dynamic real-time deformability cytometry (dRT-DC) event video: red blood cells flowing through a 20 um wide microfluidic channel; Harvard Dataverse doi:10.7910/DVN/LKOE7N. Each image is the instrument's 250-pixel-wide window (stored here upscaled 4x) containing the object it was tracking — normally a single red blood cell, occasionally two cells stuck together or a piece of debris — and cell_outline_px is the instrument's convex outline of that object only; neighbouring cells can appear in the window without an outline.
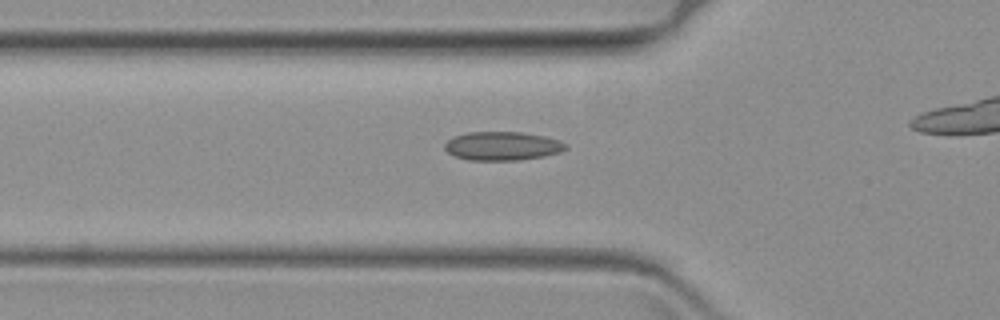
{"species": "common noctule bat (a hibernating species)", "species_latin": "Nyctalus noctula", "temperature_condition": "warm", "stored_images_in_passage": 31, "camera_frame_rate_fps": 3000, "um_per_image_px": 0.085, "animal": {"sex": "female", "body_mass_g": 19.3, "forearm_length_mm": 54.1}, "frame": {"image": 1, "passage_image": 2, "time_ms": 0.333, "image_size_px": [1000, 320], "cell_outline_px": [[568, 148], [560, 152], [544, 156], [520, 160], [468, 160], [456, 156], [448, 152], [444, 148], [444, 144], [452, 136], [468, 132], [520, 132], [544, 136], [560, 140], [568, 144]], "centroid_in_image_um": [42.72, 12.41], "position_along_channel_um": 83.1, "area_um2": 20.35}}
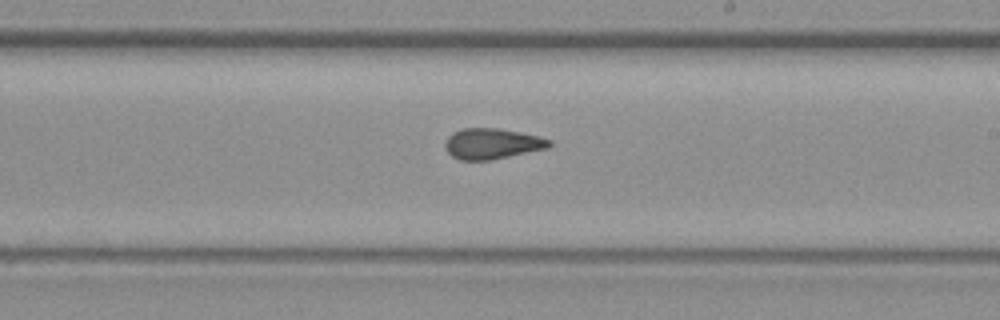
{"frame": {"image": 2, "passage_image": 17, "time_ms": 5.333, "image_size_px": [1000, 320], "cell_outline_px": [[552, 144], [548, 148], [488, 160], [460, 160], [452, 156], [448, 152], [444, 144], [448, 136], [452, 132], [460, 128], [496, 128], [520, 132], [552, 140]], "centroid_in_image_um": [41.8, 12.2], "position_along_channel_um": 247.2, "area_um2": 18.5}}
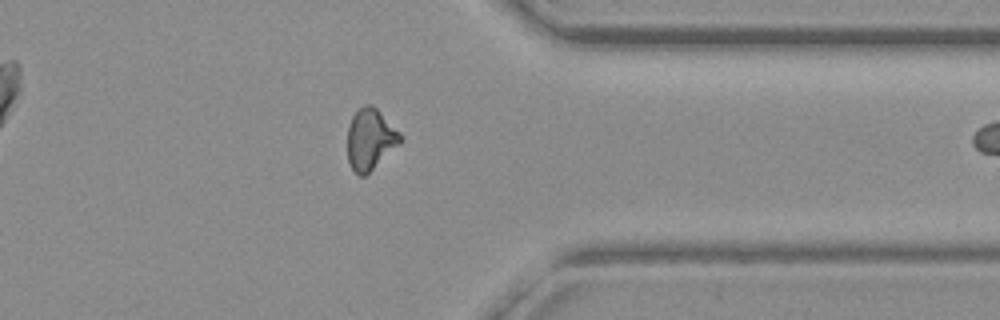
{"frame": {"image": 3, "passage_image": 30, "time_ms": 9.667, "image_size_px": [1000, 320], "cell_outline_px": [[404, 140], [400, 144], [364, 176], [360, 176], [352, 168], [348, 160], [348, 128], [352, 116], [364, 104], [372, 104], [400, 132]], "centroid_in_image_um": [31.49, 11.82], "position_along_channel_um": 379.9, "area_um2": 18.61}}